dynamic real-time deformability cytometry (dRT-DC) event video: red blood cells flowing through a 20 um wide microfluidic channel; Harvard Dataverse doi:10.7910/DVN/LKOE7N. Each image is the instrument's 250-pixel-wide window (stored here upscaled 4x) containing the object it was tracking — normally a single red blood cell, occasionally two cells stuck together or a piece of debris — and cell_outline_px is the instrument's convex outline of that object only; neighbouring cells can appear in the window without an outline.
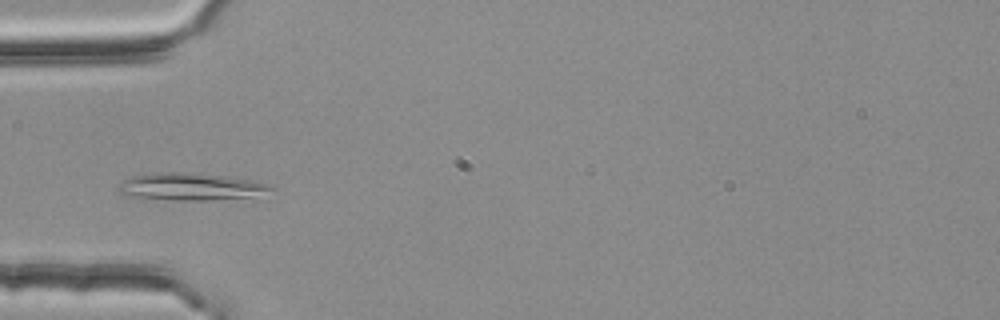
{"species": "common noctule bat (a hibernating species)", "species_latin": "Nyctalus noctula", "temperature_condition": "room temperature", "stored_images_in_passage": 6, "camera_frame_rate_fps": 3000, "um_per_image_px": 0.085, "animal": {"sex": "female", "body_mass_g": 25.1}, "frame": {"image": 1, "passage_image": 4, "time_ms": 1.0, "image_size_px": [1000, 320], "cell_outline_px": [[276, 188], [248, 196], [212, 200], [176, 200], [128, 196], [116, 192], [116, 188], [124, 180], [132, 176], [148, 172], [196, 172], [228, 176], [268, 184]], "centroid_in_image_um": [16.08, 15.84], "position_along_channel_um": 68.9, "area_um2": 24.16}}
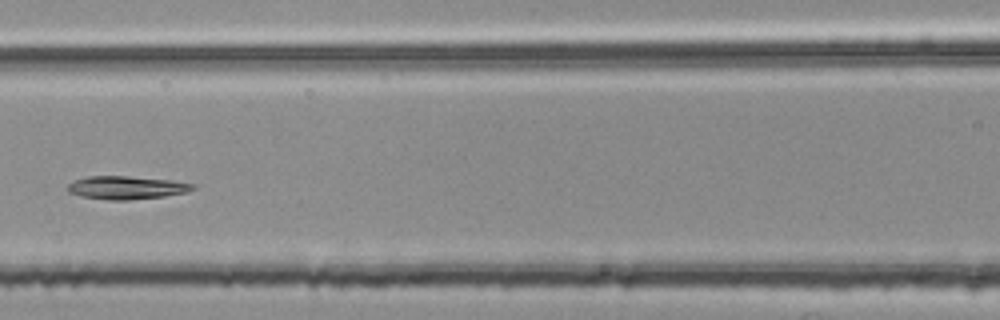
{"frame": {"image": 2, "passage_image": 6, "time_ms": 1.667, "image_size_px": [1000, 320], "cell_outline_px": [[196, 188], [188, 192], [164, 196], [128, 200], [108, 200], [80, 196], [68, 192], [68, 184], [76, 180], [88, 176], [128, 176], [172, 180], [196, 184]], "centroid_in_image_um": [10.79, 15.95], "position_along_channel_um": 155.8, "area_um2": 16.94}}